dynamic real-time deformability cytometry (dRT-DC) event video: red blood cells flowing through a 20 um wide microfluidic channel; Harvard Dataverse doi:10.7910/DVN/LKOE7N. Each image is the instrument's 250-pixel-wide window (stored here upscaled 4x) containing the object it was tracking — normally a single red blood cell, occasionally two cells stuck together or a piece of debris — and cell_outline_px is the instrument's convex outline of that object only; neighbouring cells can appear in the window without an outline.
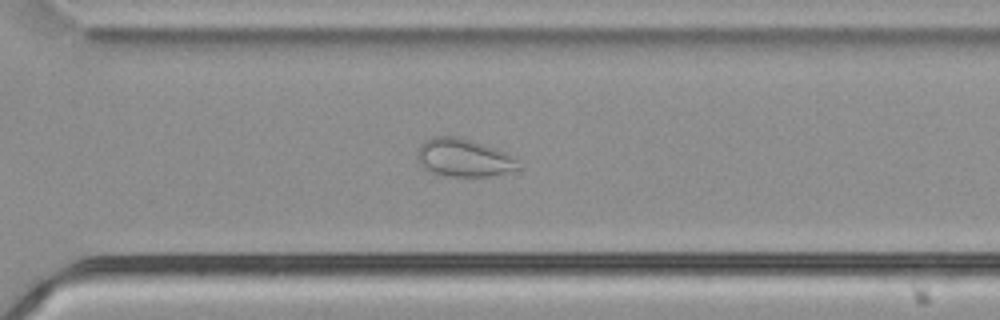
{"species": "common noctule bat (a hibernating species)", "species_latin": "Nyctalus noctula", "temperature_condition": "cold", "stored_images_in_passage": 56, "camera_frame_rate_fps": 3000, "um_per_image_px": 0.085, "animal": {"sex": "male", "body_mass_g": 21.5, "forearm_length_mm": 52.0}, "frame": {"image": 1, "passage_image": 40, "time_ms": 13.0, "image_size_px": [1000, 320], "cell_outline_px": [[520, 168], [488, 176], [436, 176], [428, 172], [420, 164], [416, 156], [416, 152], [420, 144], [424, 140], [432, 136], [456, 136], [472, 140], [508, 152], [516, 160]], "centroid_in_image_um": [39.34, 13.4], "position_along_channel_um": 331.3, "area_um2": 22.66}, "authors_computed_cell_mechanics": {"area_um2": 29.1023, "velocity_mm_per_s": 3.7761, "shape_relaxation_time_tau1_ms": null, "shape_relaxation_time_tau2_ms": 2.2291, "deformation_change_tau1": null, "deformation_change_tau2": 0.0679}}